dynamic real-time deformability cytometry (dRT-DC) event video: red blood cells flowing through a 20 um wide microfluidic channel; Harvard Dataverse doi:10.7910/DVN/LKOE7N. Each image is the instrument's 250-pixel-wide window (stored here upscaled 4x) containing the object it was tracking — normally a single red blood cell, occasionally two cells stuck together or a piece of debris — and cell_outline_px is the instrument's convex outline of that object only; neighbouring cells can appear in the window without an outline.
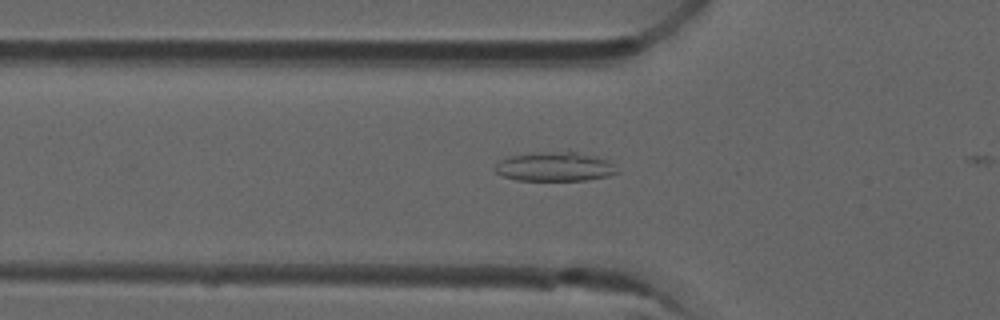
{"species": "common noctule bat (a hibernating species)", "species_latin": "Nyctalus noctula", "temperature_condition": "room temperature", "stored_images_in_passage": 6, "camera_frame_rate_fps": 3000, "um_per_image_px": 0.085, "animal": {"sex": "male", "forearm_length_mm": 52.5}, "frame": {"image": 1, "passage_image": 4, "time_ms": 1.0, "image_size_px": [1000, 320], "cell_outline_px": [[620, 172], [608, 176], [588, 180], [516, 180], [504, 176], [496, 172], [492, 168], [500, 160], [512, 156], [532, 152], [576, 152], [608, 160]], "centroid_in_image_um": [47.14, 14.17], "position_along_channel_um": 78.7, "area_um2": 20.63}}